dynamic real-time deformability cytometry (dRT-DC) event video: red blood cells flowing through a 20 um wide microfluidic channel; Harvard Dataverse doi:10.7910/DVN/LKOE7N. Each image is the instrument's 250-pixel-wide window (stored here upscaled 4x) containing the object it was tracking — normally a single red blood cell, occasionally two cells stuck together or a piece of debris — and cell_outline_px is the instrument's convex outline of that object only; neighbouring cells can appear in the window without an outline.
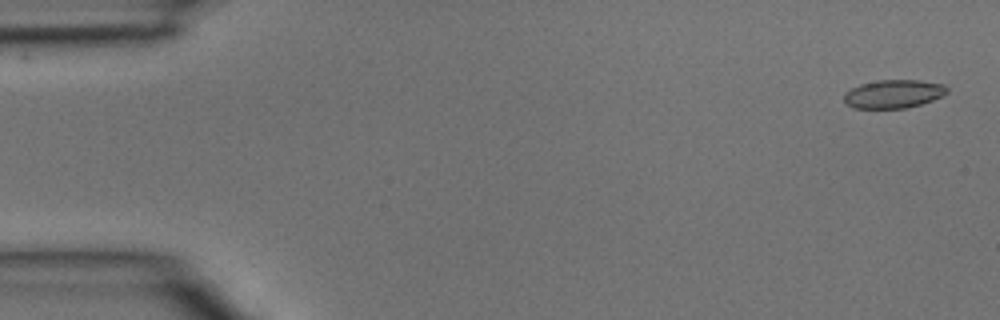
{"species": "common noctule bat (a hibernating species)", "species_latin": "Nyctalus noctula", "temperature_condition": "room temperature", "stored_images_in_passage": 4, "camera_frame_rate_fps": 3000, "um_per_image_px": 0.085, "animal": {"sex": "male", "body_mass_g": 15.6}, "frame": {"image": 1, "passage_image": 1, "time_ms": 0.0, "image_size_px": [1000, 320], "cell_outline_px": [[948, 92], [932, 100], [920, 104], [904, 108], [852, 108], [844, 100], [844, 92], [860, 84], [880, 80], [920, 80], [944, 84], [948, 88]], "centroid_in_image_um": [75.94, 7.97], "position_along_channel_um": 9.1, "area_um2": 16.94}}
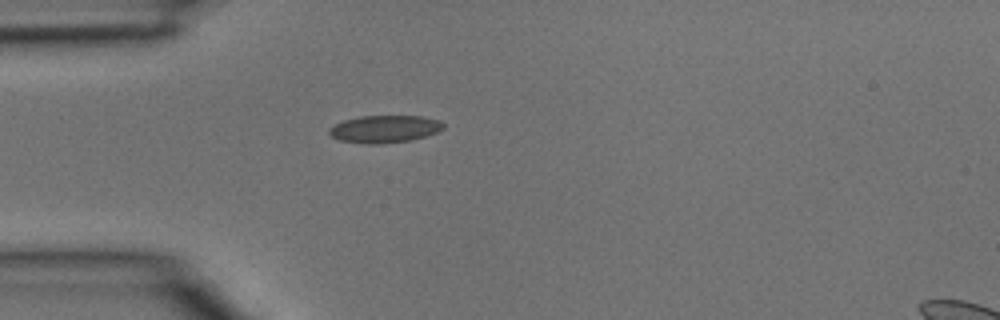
{"frame": {"image": 2, "passage_image": 4, "time_ms": 1.0, "image_size_px": [1000, 320], "cell_outline_px": [[444, 128], [436, 132], [412, 140], [380, 144], [368, 144], [340, 140], [332, 136], [328, 132], [328, 128], [332, 124], [344, 120], [360, 116], [420, 116], [440, 120], [444, 124]], "centroid_in_image_um": [32.66, 10.96], "position_along_channel_um": 52.3, "area_um2": 18.26}}